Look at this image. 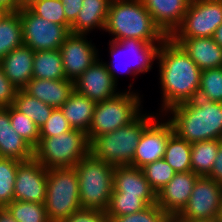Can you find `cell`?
Wrapping results in <instances>:
<instances>
[{
  "instance_id": "obj_1",
  "label": "cell",
  "mask_w": 222,
  "mask_h": 222,
  "mask_svg": "<svg viewBox=\"0 0 222 222\" xmlns=\"http://www.w3.org/2000/svg\"><path fill=\"white\" fill-rule=\"evenodd\" d=\"M157 62L161 85L163 115L170 108L183 104L198 95L201 70L184 49L168 37L159 47Z\"/></svg>"
},
{
  "instance_id": "obj_2",
  "label": "cell",
  "mask_w": 222,
  "mask_h": 222,
  "mask_svg": "<svg viewBox=\"0 0 222 222\" xmlns=\"http://www.w3.org/2000/svg\"><path fill=\"white\" fill-rule=\"evenodd\" d=\"M164 116L174 132L190 144L208 140H222V103L197 95L193 101L176 105Z\"/></svg>"
},
{
  "instance_id": "obj_3",
  "label": "cell",
  "mask_w": 222,
  "mask_h": 222,
  "mask_svg": "<svg viewBox=\"0 0 222 222\" xmlns=\"http://www.w3.org/2000/svg\"><path fill=\"white\" fill-rule=\"evenodd\" d=\"M111 40L138 39L149 43H163L168 37L155 24L142 0H112L105 23Z\"/></svg>"
},
{
  "instance_id": "obj_4",
  "label": "cell",
  "mask_w": 222,
  "mask_h": 222,
  "mask_svg": "<svg viewBox=\"0 0 222 222\" xmlns=\"http://www.w3.org/2000/svg\"><path fill=\"white\" fill-rule=\"evenodd\" d=\"M152 113L142 112L130 124L95 137L90 142V153L113 166L131 165L143 131L159 116Z\"/></svg>"
},
{
  "instance_id": "obj_5",
  "label": "cell",
  "mask_w": 222,
  "mask_h": 222,
  "mask_svg": "<svg viewBox=\"0 0 222 222\" xmlns=\"http://www.w3.org/2000/svg\"><path fill=\"white\" fill-rule=\"evenodd\" d=\"M74 167L79 179V195L82 208L106 211L113 192L115 166L97 159L89 153Z\"/></svg>"
},
{
  "instance_id": "obj_6",
  "label": "cell",
  "mask_w": 222,
  "mask_h": 222,
  "mask_svg": "<svg viewBox=\"0 0 222 222\" xmlns=\"http://www.w3.org/2000/svg\"><path fill=\"white\" fill-rule=\"evenodd\" d=\"M133 84L129 90H122L117 96L97 102L87 137L91 142L95 137L110 133L134 121L142 112L141 95L134 92ZM140 95V96H139Z\"/></svg>"
},
{
  "instance_id": "obj_7",
  "label": "cell",
  "mask_w": 222,
  "mask_h": 222,
  "mask_svg": "<svg viewBox=\"0 0 222 222\" xmlns=\"http://www.w3.org/2000/svg\"><path fill=\"white\" fill-rule=\"evenodd\" d=\"M90 153L87 134L71 129L53 137H40L34 158L47 170L74 167Z\"/></svg>"
},
{
  "instance_id": "obj_8",
  "label": "cell",
  "mask_w": 222,
  "mask_h": 222,
  "mask_svg": "<svg viewBox=\"0 0 222 222\" xmlns=\"http://www.w3.org/2000/svg\"><path fill=\"white\" fill-rule=\"evenodd\" d=\"M45 208L50 222H60L82 208L75 167L48 169Z\"/></svg>"
},
{
  "instance_id": "obj_9",
  "label": "cell",
  "mask_w": 222,
  "mask_h": 222,
  "mask_svg": "<svg viewBox=\"0 0 222 222\" xmlns=\"http://www.w3.org/2000/svg\"><path fill=\"white\" fill-rule=\"evenodd\" d=\"M161 44L144 42L133 38L120 41L110 40L109 54L112 61L104 62V64L116 83L118 82L117 78L119 76L117 73L119 72L134 75V77L138 76L139 73L145 74L153 68L152 65L157 59ZM122 57H126V59ZM130 58L133 62L128 60ZM121 59L125 60V62Z\"/></svg>"
},
{
  "instance_id": "obj_10",
  "label": "cell",
  "mask_w": 222,
  "mask_h": 222,
  "mask_svg": "<svg viewBox=\"0 0 222 222\" xmlns=\"http://www.w3.org/2000/svg\"><path fill=\"white\" fill-rule=\"evenodd\" d=\"M222 23V0H191L180 26L170 38L212 37Z\"/></svg>"
},
{
  "instance_id": "obj_11",
  "label": "cell",
  "mask_w": 222,
  "mask_h": 222,
  "mask_svg": "<svg viewBox=\"0 0 222 222\" xmlns=\"http://www.w3.org/2000/svg\"><path fill=\"white\" fill-rule=\"evenodd\" d=\"M18 12L22 22L24 45L33 51L60 49L71 34L70 26L52 23L46 18L36 16L28 8Z\"/></svg>"
},
{
  "instance_id": "obj_12",
  "label": "cell",
  "mask_w": 222,
  "mask_h": 222,
  "mask_svg": "<svg viewBox=\"0 0 222 222\" xmlns=\"http://www.w3.org/2000/svg\"><path fill=\"white\" fill-rule=\"evenodd\" d=\"M221 194V184L208 176H199L187 204L177 217L185 222L217 219Z\"/></svg>"
},
{
  "instance_id": "obj_13",
  "label": "cell",
  "mask_w": 222,
  "mask_h": 222,
  "mask_svg": "<svg viewBox=\"0 0 222 222\" xmlns=\"http://www.w3.org/2000/svg\"><path fill=\"white\" fill-rule=\"evenodd\" d=\"M164 118L167 117L160 114L158 118L143 131L130 166L141 169L147 164L164 157L169 136L174 132L171 123Z\"/></svg>"
},
{
  "instance_id": "obj_14",
  "label": "cell",
  "mask_w": 222,
  "mask_h": 222,
  "mask_svg": "<svg viewBox=\"0 0 222 222\" xmlns=\"http://www.w3.org/2000/svg\"><path fill=\"white\" fill-rule=\"evenodd\" d=\"M86 36L71 33L59 49L66 79L75 81L100 56L95 44Z\"/></svg>"
},
{
  "instance_id": "obj_15",
  "label": "cell",
  "mask_w": 222,
  "mask_h": 222,
  "mask_svg": "<svg viewBox=\"0 0 222 222\" xmlns=\"http://www.w3.org/2000/svg\"><path fill=\"white\" fill-rule=\"evenodd\" d=\"M48 170L35 158L20 162L14 184V200L45 203Z\"/></svg>"
},
{
  "instance_id": "obj_16",
  "label": "cell",
  "mask_w": 222,
  "mask_h": 222,
  "mask_svg": "<svg viewBox=\"0 0 222 222\" xmlns=\"http://www.w3.org/2000/svg\"><path fill=\"white\" fill-rule=\"evenodd\" d=\"M100 60V58L96 59L95 62L74 81V90L96 103L113 98L120 93V91L117 90L118 83L112 78L104 61Z\"/></svg>"
},
{
  "instance_id": "obj_17",
  "label": "cell",
  "mask_w": 222,
  "mask_h": 222,
  "mask_svg": "<svg viewBox=\"0 0 222 222\" xmlns=\"http://www.w3.org/2000/svg\"><path fill=\"white\" fill-rule=\"evenodd\" d=\"M198 178L192 171L176 173L156 194V204L168 216H177L187 204Z\"/></svg>"
},
{
  "instance_id": "obj_18",
  "label": "cell",
  "mask_w": 222,
  "mask_h": 222,
  "mask_svg": "<svg viewBox=\"0 0 222 222\" xmlns=\"http://www.w3.org/2000/svg\"><path fill=\"white\" fill-rule=\"evenodd\" d=\"M112 194L139 196L148 206L156 204V193L150 187L142 169L130 165L115 166Z\"/></svg>"
},
{
  "instance_id": "obj_19",
  "label": "cell",
  "mask_w": 222,
  "mask_h": 222,
  "mask_svg": "<svg viewBox=\"0 0 222 222\" xmlns=\"http://www.w3.org/2000/svg\"><path fill=\"white\" fill-rule=\"evenodd\" d=\"M191 0H142L161 31L170 37L180 26Z\"/></svg>"
},
{
  "instance_id": "obj_20",
  "label": "cell",
  "mask_w": 222,
  "mask_h": 222,
  "mask_svg": "<svg viewBox=\"0 0 222 222\" xmlns=\"http://www.w3.org/2000/svg\"><path fill=\"white\" fill-rule=\"evenodd\" d=\"M171 39L184 49L201 71L222 67V47L212 37Z\"/></svg>"
},
{
  "instance_id": "obj_21",
  "label": "cell",
  "mask_w": 222,
  "mask_h": 222,
  "mask_svg": "<svg viewBox=\"0 0 222 222\" xmlns=\"http://www.w3.org/2000/svg\"><path fill=\"white\" fill-rule=\"evenodd\" d=\"M0 157L20 162L34 158V149L11 126L9 107H0Z\"/></svg>"
},
{
  "instance_id": "obj_22",
  "label": "cell",
  "mask_w": 222,
  "mask_h": 222,
  "mask_svg": "<svg viewBox=\"0 0 222 222\" xmlns=\"http://www.w3.org/2000/svg\"><path fill=\"white\" fill-rule=\"evenodd\" d=\"M23 90L53 108H60L74 91V81L31 78Z\"/></svg>"
},
{
  "instance_id": "obj_23",
  "label": "cell",
  "mask_w": 222,
  "mask_h": 222,
  "mask_svg": "<svg viewBox=\"0 0 222 222\" xmlns=\"http://www.w3.org/2000/svg\"><path fill=\"white\" fill-rule=\"evenodd\" d=\"M34 52L28 46L22 45L0 60L4 74L18 90L23 89L33 78Z\"/></svg>"
},
{
  "instance_id": "obj_24",
  "label": "cell",
  "mask_w": 222,
  "mask_h": 222,
  "mask_svg": "<svg viewBox=\"0 0 222 222\" xmlns=\"http://www.w3.org/2000/svg\"><path fill=\"white\" fill-rule=\"evenodd\" d=\"M111 0H83L76 20L71 24V33L88 35L97 28L105 29Z\"/></svg>"
},
{
  "instance_id": "obj_25",
  "label": "cell",
  "mask_w": 222,
  "mask_h": 222,
  "mask_svg": "<svg viewBox=\"0 0 222 222\" xmlns=\"http://www.w3.org/2000/svg\"><path fill=\"white\" fill-rule=\"evenodd\" d=\"M95 105V101L74 90L60 109L72 129H77L87 134L92 122Z\"/></svg>"
},
{
  "instance_id": "obj_26",
  "label": "cell",
  "mask_w": 222,
  "mask_h": 222,
  "mask_svg": "<svg viewBox=\"0 0 222 222\" xmlns=\"http://www.w3.org/2000/svg\"><path fill=\"white\" fill-rule=\"evenodd\" d=\"M32 66L33 78L48 80L66 79L59 49L35 51Z\"/></svg>"
},
{
  "instance_id": "obj_27",
  "label": "cell",
  "mask_w": 222,
  "mask_h": 222,
  "mask_svg": "<svg viewBox=\"0 0 222 222\" xmlns=\"http://www.w3.org/2000/svg\"><path fill=\"white\" fill-rule=\"evenodd\" d=\"M22 45L23 28L19 12L8 13L0 21V60Z\"/></svg>"
},
{
  "instance_id": "obj_28",
  "label": "cell",
  "mask_w": 222,
  "mask_h": 222,
  "mask_svg": "<svg viewBox=\"0 0 222 222\" xmlns=\"http://www.w3.org/2000/svg\"><path fill=\"white\" fill-rule=\"evenodd\" d=\"M221 140L214 139L191 144V171L207 176L214 165Z\"/></svg>"
},
{
  "instance_id": "obj_29",
  "label": "cell",
  "mask_w": 222,
  "mask_h": 222,
  "mask_svg": "<svg viewBox=\"0 0 222 222\" xmlns=\"http://www.w3.org/2000/svg\"><path fill=\"white\" fill-rule=\"evenodd\" d=\"M163 159L176 173L191 171V144L173 132L169 136Z\"/></svg>"
},
{
  "instance_id": "obj_30",
  "label": "cell",
  "mask_w": 222,
  "mask_h": 222,
  "mask_svg": "<svg viewBox=\"0 0 222 222\" xmlns=\"http://www.w3.org/2000/svg\"><path fill=\"white\" fill-rule=\"evenodd\" d=\"M13 106L32 119L39 128L48 120L54 109L50 105L29 95L23 89L17 91Z\"/></svg>"
},
{
  "instance_id": "obj_31",
  "label": "cell",
  "mask_w": 222,
  "mask_h": 222,
  "mask_svg": "<svg viewBox=\"0 0 222 222\" xmlns=\"http://www.w3.org/2000/svg\"><path fill=\"white\" fill-rule=\"evenodd\" d=\"M20 161L0 157V208L14 201V184Z\"/></svg>"
},
{
  "instance_id": "obj_32",
  "label": "cell",
  "mask_w": 222,
  "mask_h": 222,
  "mask_svg": "<svg viewBox=\"0 0 222 222\" xmlns=\"http://www.w3.org/2000/svg\"><path fill=\"white\" fill-rule=\"evenodd\" d=\"M6 208L18 222H50L45 203L14 200Z\"/></svg>"
},
{
  "instance_id": "obj_33",
  "label": "cell",
  "mask_w": 222,
  "mask_h": 222,
  "mask_svg": "<svg viewBox=\"0 0 222 222\" xmlns=\"http://www.w3.org/2000/svg\"><path fill=\"white\" fill-rule=\"evenodd\" d=\"M9 117L12 128L35 149L40 141L39 127L26 116L18 111L13 105L9 106Z\"/></svg>"
},
{
  "instance_id": "obj_34",
  "label": "cell",
  "mask_w": 222,
  "mask_h": 222,
  "mask_svg": "<svg viewBox=\"0 0 222 222\" xmlns=\"http://www.w3.org/2000/svg\"><path fill=\"white\" fill-rule=\"evenodd\" d=\"M148 205L139 197L125 194H112L106 210L109 220L143 211Z\"/></svg>"
},
{
  "instance_id": "obj_35",
  "label": "cell",
  "mask_w": 222,
  "mask_h": 222,
  "mask_svg": "<svg viewBox=\"0 0 222 222\" xmlns=\"http://www.w3.org/2000/svg\"><path fill=\"white\" fill-rule=\"evenodd\" d=\"M142 172L150 187L157 194L176 174L174 169L162 158L142 167Z\"/></svg>"
},
{
  "instance_id": "obj_36",
  "label": "cell",
  "mask_w": 222,
  "mask_h": 222,
  "mask_svg": "<svg viewBox=\"0 0 222 222\" xmlns=\"http://www.w3.org/2000/svg\"><path fill=\"white\" fill-rule=\"evenodd\" d=\"M198 95L213 102L222 103V67L201 72Z\"/></svg>"
},
{
  "instance_id": "obj_37",
  "label": "cell",
  "mask_w": 222,
  "mask_h": 222,
  "mask_svg": "<svg viewBox=\"0 0 222 222\" xmlns=\"http://www.w3.org/2000/svg\"><path fill=\"white\" fill-rule=\"evenodd\" d=\"M28 9L36 16L46 18L52 23L70 26L66 22L62 0H39L34 2Z\"/></svg>"
},
{
  "instance_id": "obj_38",
  "label": "cell",
  "mask_w": 222,
  "mask_h": 222,
  "mask_svg": "<svg viewBox=\"0 0 222 222\" xmlns=\"http://www.w3.org/2000/svg\"><path fill=\"white\" fill-rule=\"evenodd\" d=\"M168 215L157 205H149L141 212L122 215L109 220V222H165Z\"/></svg>"
},
{
  "instance_id": "obj_39",
  "label": "cell",
  "mask_w": 222,
  "mask_h": 222,
  "mask_svg": "<svg viewBox=\"0 0 222 222\" xmlns=\"http://www.w3.org/2000/svg\"><path fill=\"white\" fill-rule=\"evenodd\" d=\"M67 119L60 108H54L48 120L39 128L40 137H53L70 131Z\"/></svg>"
},
{
  "instance_id": "obj_40",
  "label": "cell",
  "mask_w": 222,
  "mask_h": 222,
  "mask_svg": "<svg viewBox=\"0 0 222 222\" xmlns=\"http://www.w3.org/2000/svg\"><path fill=\"white\" fill-rule=\"evenodd\" d=\"M60 222H109L106 211L81 208Z\"/></svg>"
},
{
  "instance_id": "obj_41",
  "label": "cell",
  "mask_w": 222,
  "mask_h": 222,
  "mask_svg": "<svg viewBox=\"0 0 222 222\" xmlns=\"http://www.w3.org/2000/svg\"><path fill=\"white\" fill-rule=\"evenodd\" d=\"M17 91V87L6 77L0 64V107L13 105Z\"/></svg>"
},
{
  "instance_id": "obj_42",
  "label": "cell",
  "mask_w": 222,
  "mask_h": 222,
  "mask_svg": "<svg viewBox=\"0 0 222 222\" xmlns=\"http://www.w3.org/2000/svg\"><path fill=\"white\" fill-rule=\"evenodd\" d=\"M63 10L66 16V22L71 24L76 20L79 11L83 5V0H62Z\"/></svg>"
},
{
  "instance_id": "obj_43",
  "label": "cell",
  "mask_w": 222,
  "mask_h": 222,
  "mask_svg": "<svg viewBox=\"0 0 222 222\" xmlns=\"http://www.w3.org/2000/svg\"><path fill=\"white\" fill-rule=\"evenodd\" d=\"M207 176L222 185V140L219 143V150L215 158L212 170Z\"/></svg>"
},
{
  "instance_id": "obj_44",
  "label": "cell",
  "mask_w": 222,
  "mask_h": 222,
  "mask_svg": "<svg viewBox=\"0 0 222 222\" xmlns=\"http://www.w3.org/2000/svg\"><path fill=\"white\" fill-rule=\"evenodd\" d=\"M0 7L9 13L18 12V0H0Z\"/></svg>"
},
{
  "instance_id": "obj_45",
  "label": "cell",
  "mask_w": 222,
  "mask_h": 222,
  "mask_svg": "<svg viewBox=\"0 0 222 222\" xmlns=\"http://www.w3.org/2000/svg\"><path fill=\"white\" fill-rule=\"evenodd\" d=\"M0 222H18L6 207L0 208Z\"/></svg>"
},
{
  "instance_id": "obj_46",
  "label": "cell",
  "mask_w": 222,
  "mask_h": 222,
  "mask_svg": "<svg viewBox=\"0 0 222 222\" xmlns=\"http://www.w3.org/2000/svg\"><path fill=\"white\" fill-rule=\"evenodd\" d=\"M213 40L222 47V23L216 28L212 36Z\"/></svg>"
},
{
  "instance_id": "obj_47",
  "label": "cell",
  "mask_w": 222,
  "mask_h": 222,
  "mask_svg": "<svg viewBox=\"0 0 222 222\" xmlns=\"http://www.w3.org/2000/svg\"><path fill=\"white\" fill-rule=\"evenodd\" d=\"M36 1L39 0H18V11L20 9L29 8Z\"/></svg>"
},
{
  "instance_id": "obj_48",
  "label": "cell",
  "mask_w": 222,
  "mask_h": 222,
  "mask_svg": "<svg viewBox=\"0 0 222 222\" xmlns=\"http://www.w3.org/2000/svg\"><path fill=\"white\" fill-rule=\"evenodd\" d=\"M165 222H185V221L181 220L177 216H168Z\"/></svg>"
},
{
  "instance_id": "obj_49",
  "label": "cell",
  "mask_w": 222,
  "mask_h": 222,
  "mask_svg": "<svg viewBox=\"0 0 222 222\" xmlns=\"http://www.w3.org/2000/svg\"><path fill=\"white\" fill-rule=\"evenodd\" d=\"M9 12L2 7H0V21L8 14Z\"/></svg>"
},
{
  "instance_id": "obj_50",
  "label": "cell",
  "mask_w": 222,
  "mask_h": 222,
  "mask_svg": "<svg viewBox=\"0 0 222 222\" xmlns=\"http://www.w3.org/2000/svg\"><path fill=\"white\" fill-rule=\"evenodd\" d=\"M218 219L222 220V194H221V199H220V208H219Z\"/></svg>"
},
{
  "instance_id": "obj_51",
  "label": "cell",
  "mask_w": 222,
  "mask_h": 222,
  "mask_svg": "<svg viewBox=\"0 0 222 222\" xmlns=\"http://www.w3.org/2000/svg\"><path fill=\"white\" fill-rule=\"evenodd\" d=\"M195 222H217V219H215V220H203V221H195Z\"/></svg>"
}]
</instances>
